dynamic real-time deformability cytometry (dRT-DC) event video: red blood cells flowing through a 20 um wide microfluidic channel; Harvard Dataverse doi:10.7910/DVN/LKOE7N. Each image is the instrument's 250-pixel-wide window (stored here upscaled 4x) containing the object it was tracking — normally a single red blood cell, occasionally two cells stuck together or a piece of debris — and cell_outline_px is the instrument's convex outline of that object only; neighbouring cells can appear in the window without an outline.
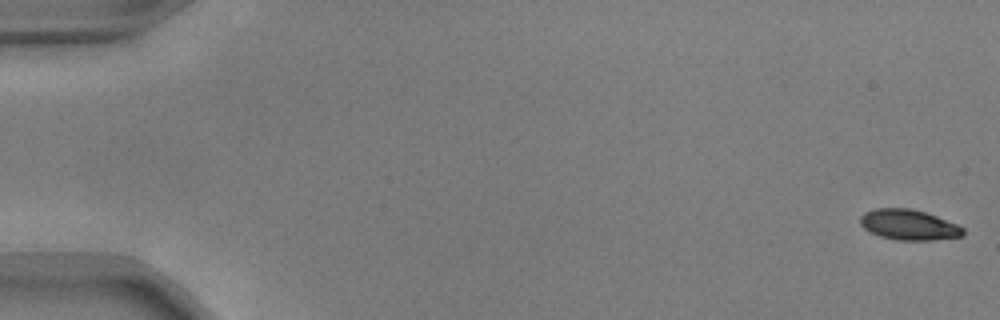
{"species": "common noctule bat (a hibernating species)", "species_latin": "Nyctalus noctula", "temperature_condition": "warm", "stored_images_in_passage": 53, "camera_frame_rate_fps": 3000, "um_per_image_px": 0.085, "animal": {"sex": "male", "body_mass_g": 17.9, "forearm_length_mm": 54.2}, "frame": {"image": 1, "passage_image": 1, "time_ms": 0.0, "image_size_px": [1000, 320], "cell_outline_px": [[964, 236], [932, 240], [896, 240], [880, 236], [864, 228], [860, 224], [860, 216], [864, 212], [876, 208], [912, 208], [936, 216], [956, 224], [964, 228]], "centroid_in_image_um": [77.24, 19.1], "position_along_channel_um": 7.8, "area_um2": 18.21}}
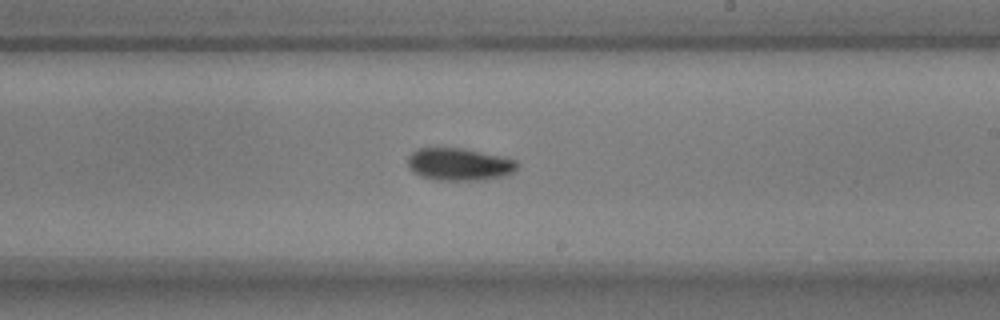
{"frame": {"image": 2, "passage_image": 32, "time_ms": 10.333, "image_size_px": [1000, 320], "cell_outline_px": [[520, 164], [512, 172], [504, 176], [488, 180], [440, 180], [420, 176], [408, 168], [408, 156], [416, 148], [464, 148], [516, 160]], "centroid_in_image_um": [39.02, 13.97], "position_along_channel_um": 250.0, "area_um2": 20.75}}
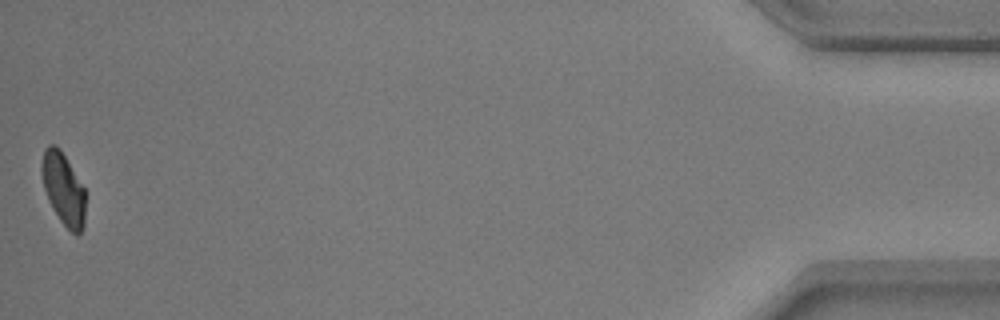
{"frame": {"image": 3, "passage_image": 53, "time_ms": 17.333, "image_size_px": [1000, 320], "cell_outline_px": [[84, 224], [80, 232], [76, 236], [60, 220], [52, 208], [48, 200], [44, 188], [40, 172], [40, 168], [44, 148], [48, 144], [56, 144], [60, 148], [84, 188]], "centroid_in_image_um": [5.35, 16.01], "position_along_channel_um": 429.9, "area_um2": 18.32}, "authors_computed_cell_mechanics": {"area_um2": 19.5942, "velocity_mm_per_s": 3.8317, "shape_relaxation_time_tau1_ms": 2.7355, "shape_relaxation_time_tau2_ms": null, "deformation_change_tau1": 0.1377, "deformation_change_tau2": null}}